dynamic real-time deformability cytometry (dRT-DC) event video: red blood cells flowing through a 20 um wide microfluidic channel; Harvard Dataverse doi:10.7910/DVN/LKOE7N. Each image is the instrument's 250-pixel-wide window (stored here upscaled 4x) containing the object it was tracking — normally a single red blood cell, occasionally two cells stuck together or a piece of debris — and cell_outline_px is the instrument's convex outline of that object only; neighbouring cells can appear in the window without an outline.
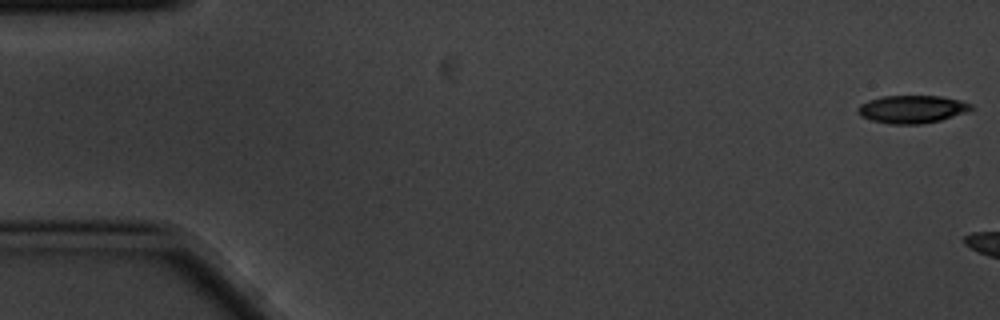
{"species": "common noctule bat (a hibernating species)", "species_latin": "Nyctalus noctula", "temperature_condition": "cold", "stored_images_in_passage": 3, "camera_frame_rate_fps": 3000, "um_per_image_px": 0.085, "animal": {"sex": "male", "body_mass_g": 20.1, "forearm_length_mm": 53.5}, "frame": {"image": 1, "passage_image": 1, "time_ms": 0.0, "image_size_px": [1000, 320], "cell_outline_px": [[972, 108], [968, 112], [940, 120], [920, 124], [888, 124], [872, 120], [860, 116], [856, 112], [856, 108], [860, 104], [868, 100], [880, 96], [940, 96], [960, 100], [972, 104]], "centroid_in_image_um": [77.49, 9.28], "position_along_channel_um": 7.5, "area_um2": 18.5}}